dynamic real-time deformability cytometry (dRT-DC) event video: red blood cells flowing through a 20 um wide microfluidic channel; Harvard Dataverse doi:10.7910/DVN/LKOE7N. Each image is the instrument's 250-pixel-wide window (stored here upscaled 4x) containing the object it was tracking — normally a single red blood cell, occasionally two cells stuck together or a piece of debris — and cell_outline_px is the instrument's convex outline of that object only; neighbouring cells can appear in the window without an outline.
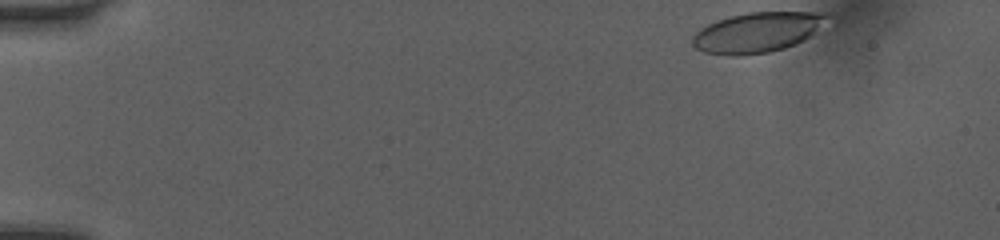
{"species": "human", "species_latin": "Homo sapiens", "temperature_condition": "room temperature", "stored_images_in_passage": 42, "camera_frame_rate_fps": 3000, "um_per_image_px": 0.085, "donor": {"sex": "female"}, "frame": {"image": 1, "passage_image": 1, "time_ms": 0.0, "image_size_px": [1000, 240], "cell_outline_px": [[836, 20], [804, 40], [784, 48], [768, 52], [740, 56], [728, 56], [704, 52], [696, 48], [692, 44], [692, 36], [700, 28], [716, 20], [748, 12], [828, 12], [836, 16]], "centroid_in_image_um": [64.51, 2.73], "position_along_channel_um": 20.5, "area_um2": 32.37}}
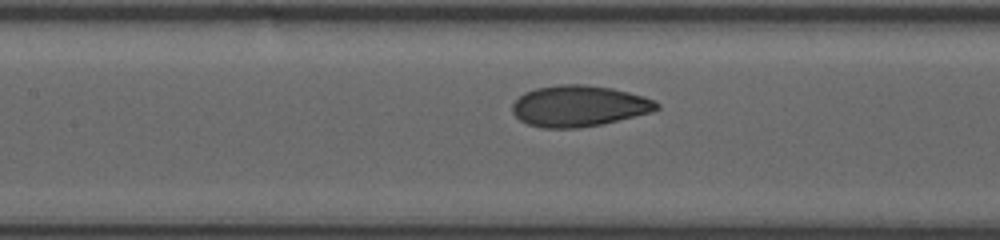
{"frame": {"image": 2, "passage_image": 20, "time_ms": 6.333, "image_size_px": [1000, 240], "cell_outline_px": [[660, 108], [652, 112], [600, 124], [580, 128], [544, 128], [528, 124], [520, 120], [512, 112], [512, 104], [524, 92], [536, 88], [556, 84], [584, 84], [612, 88], [644, 96], [660, 104]], "centroid_in_image_um": [49.2, 9.0], "position_along_channel_um": 158.2, "area_um2": 34.56}}
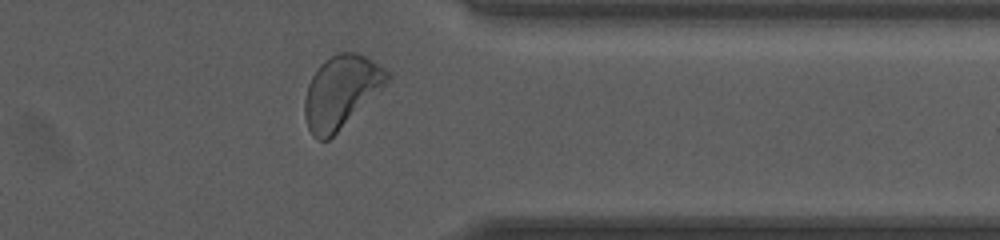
{"frame": {"image": 3, "passage_image": 37, "time_ms": 12.0, "image_size_px": [1000, 240], "cell_outline_px": [[392, 80], [384, 88], [328, 140], [316, 140], [312, 136], [308, 128], [304, 116], [304, 100], [308, 84], [312, 76], [320, 64], [324, 60], [340, 52], [356, 52], [372, 60], [384, 68], [392, 76]], "centroid_in_image_um": [29.0, 7.8], "position_along_channel_um": 382.4, "area_um2": 34.97}, "authors_computed_cell_mechanics": {"area_um2": 33.8708, "velocity_mm_per_s": 4.0369, "shape_relaxation_time_tau1_ms": 3.7304, "shape_relaxation_time_tau2_ms": 0.6492, "deformation_change_tau1": 0.1374, "deformation_change_tau2": 0.0509}}